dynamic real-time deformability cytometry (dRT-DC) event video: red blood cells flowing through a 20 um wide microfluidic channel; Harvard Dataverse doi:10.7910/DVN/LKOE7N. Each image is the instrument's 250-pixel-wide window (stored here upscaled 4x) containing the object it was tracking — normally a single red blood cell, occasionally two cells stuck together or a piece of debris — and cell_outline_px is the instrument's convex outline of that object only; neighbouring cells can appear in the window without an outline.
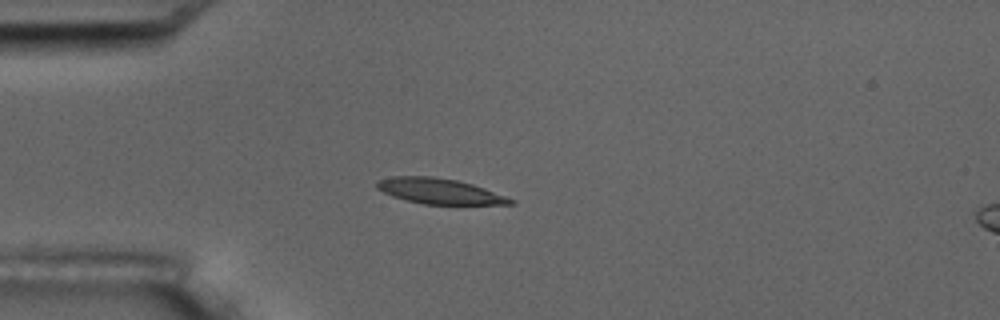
{"species": "common noctule bat (a hibernating species)", "species_latin": "Nyctalus noctula", "temperature_condition": "room temperature", "stored_images_in_passage": 3, "camera_frame_rate_fps": 3000, "um_per_image_px": 0.085, "animal": {"sex": "male", "body_mass_g": 17.5, "forearm_length_mm": 52.3}, "frame": {"image": 1, "passage_image": 3, "time_ms": 3.0, "image_size_px": [1000, 320], "cell_outline_px": [[516, 204], [424, 204], [392, 196], [376, 188], [376, 180], [392, 176], [432, 176], [456, 180], [472, 184], [484, 188], [516, 200]], "centroid_in_image_um": [37.34, 16.24], "position_along_channel_um": 47.7, "area_um2": 19.71}}